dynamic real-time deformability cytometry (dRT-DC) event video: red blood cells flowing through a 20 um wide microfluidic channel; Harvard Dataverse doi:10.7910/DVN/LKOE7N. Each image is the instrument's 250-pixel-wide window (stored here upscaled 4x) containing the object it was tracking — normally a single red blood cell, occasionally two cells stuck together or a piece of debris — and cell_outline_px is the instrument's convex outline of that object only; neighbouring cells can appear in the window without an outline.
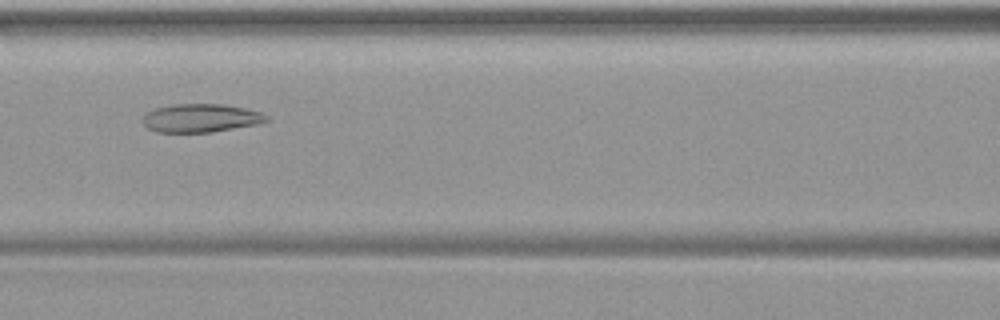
{"species": "common noctule bat (a hibernating species)", "species_latin": "Nyctalus noctula", "temperature_condition": "warm", "stored_images_in_passage": 37, "camera_frame_rate_fps": 3000, "um_per_image_px": 0.085, "animal": {"sex": "female", "body_mass_g": 19.9}, "frame": {"image": 1, "passage_image": 15, "time_ms": 4.667, "image_size_px": [1000, 320], "cell_outline_px": [[268, 120], [256, 124], [212, 132], [156, 132], [148, 128], [140, 120], [148, 112], [156, 108], [172, 104], [224, 104], [244, 108], [260, 112], [268, 116]], "centroid_in_image_um": [17.04, 10.03], "position_along_channel_um": 149.6, "area_um2": 20.35}}
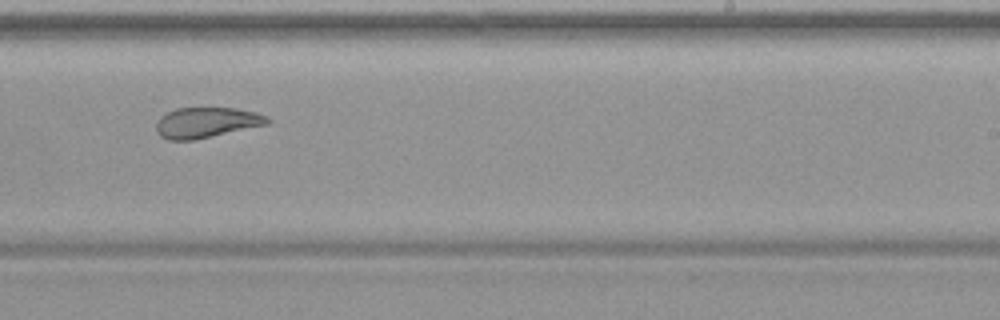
{"frame": {"image": 2, "passage_image": 24, "time_ms": 7.667, "image_size_px": [1000, 320], "cell_outline_px": [[272, 120], [268, 124], [196, 140], [168, 140], [160, 136], [156, 132], [156, 124], [160, 116], [176, 108], [236, 108], [256, 112], [268, 116]], "centroid_in_image_um": [17.56, 10.42], "position_along_channel_um": 271.4, "area_um2": 19.94}}
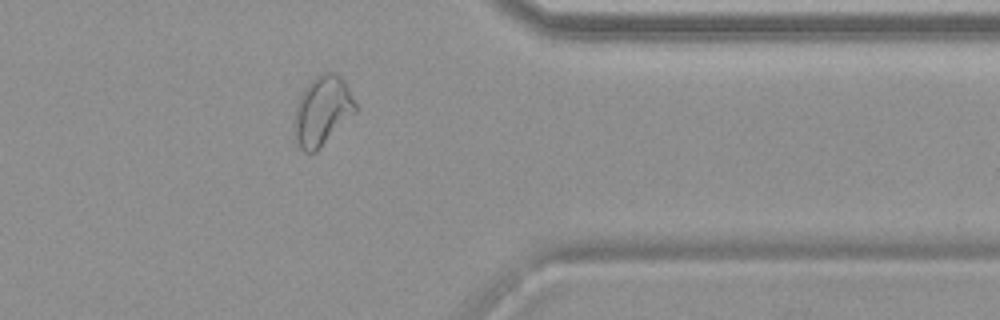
{"frame": {"image": 3, "passage_image": 33, "time_ms": 10.667, "image_size_px": [1000, 320], "cell_outline_px": [[360, 108], [316, 152], [304, 152], [300, 148], [292, 136], [292, 124], [296, 108], [300, 96], [304, 88], [316, 76], [324, 72], [336, 72], [344, 80]], "centroid_in_image_um": [27.39, 9.44], "position_along_channel_um": 384.0, "area_um2": 25.2}}